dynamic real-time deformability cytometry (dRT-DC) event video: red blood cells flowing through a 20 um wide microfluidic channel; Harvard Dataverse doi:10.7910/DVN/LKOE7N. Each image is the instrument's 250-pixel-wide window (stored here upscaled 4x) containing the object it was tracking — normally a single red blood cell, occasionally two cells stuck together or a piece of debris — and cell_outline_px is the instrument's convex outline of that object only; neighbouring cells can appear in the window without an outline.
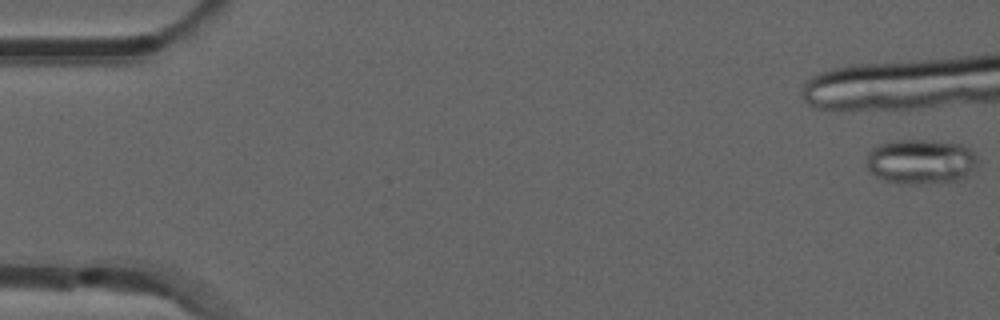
{"species": "common noctule bat (a hibernating species)", "species_latin": "Nyctalus noctula", "temperature_condition": "room temperature", "stored_images_in_passage": 7, "camera_frame_rate_fps": 3000, "um_per_image_px": 0.085, "animal": {"sex": "male", "forearm_length_mm": 52.5}, "frame": {"image": 1, "passage_image": 1, "time_ms": 0.0, "image_size_px": [1000, 320], "cell_outline_px": [[980, 160], [976, 168], [960, 180], [924, 184], [904, 184], [884, 180], [868, 172], [864, 164], [868, 152], [872, 148], [880, 144], [896, 140], [940, 140], [960, 144], [976, 152]], "centroid_in_image_um": [78.28, 13.73], "position_along_channel_um": 6.7, "area_um2": 29.88}}